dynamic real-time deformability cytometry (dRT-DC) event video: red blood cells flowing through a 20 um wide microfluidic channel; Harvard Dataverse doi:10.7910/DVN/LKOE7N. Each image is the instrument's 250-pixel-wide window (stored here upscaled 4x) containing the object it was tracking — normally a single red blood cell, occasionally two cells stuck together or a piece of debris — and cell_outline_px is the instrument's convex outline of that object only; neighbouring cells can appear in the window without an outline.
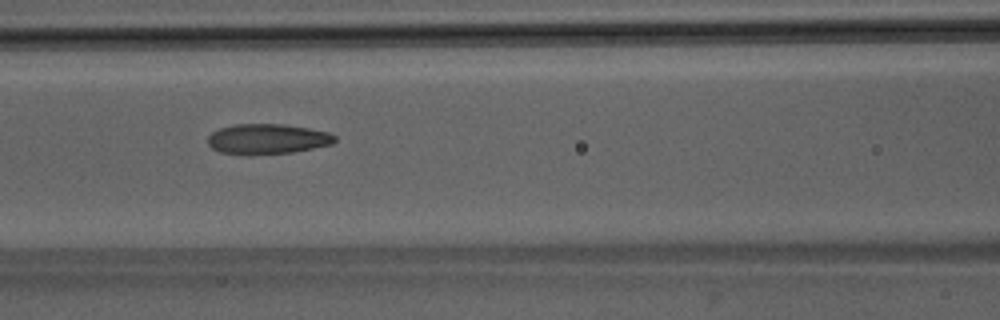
{"species": "Egyptian fruit bat (a non-hibernating species)", "species_latin": "Rousettus aegyptiacus", "temperature_condition": "room temperature", "stored_images_in_passage": 37, "camera_frame_rate_fps": 3000, "um_per_image_px": 0.085, "animal": {"sex": "male"}, "frame": {"image": 1, "passage_image": 8, "time_ms": 2.333, "image_size_px": [1000, 320], "cell_outline_px": [[336, 140], [332, 144], [292, 152], [252, 156], [248, 156], [220, 152], [212, 148], [208, 144], [208, 136], [212, 132], [220, 128], [232, 124], [284, 124], [308, 128], [328, 132], [336, 136]], "centroid_in_image_um": [22.69, 11.83], "position_along_channel_um": 143.9, "area_um2": 22.66}}
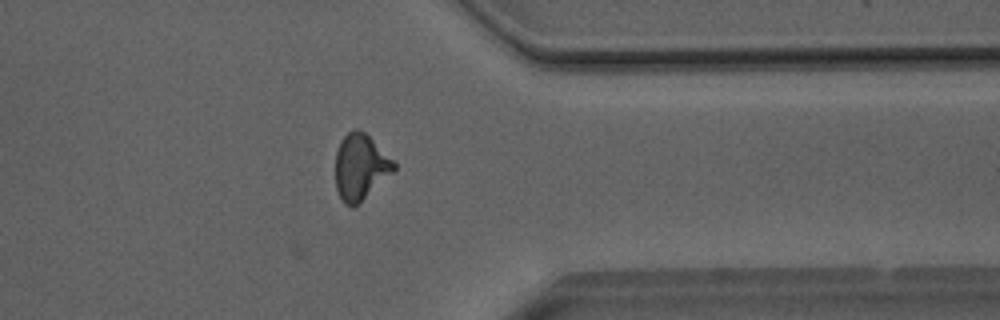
{"frame": {"image": 2, "passage_image": 26, "time_ms": 8.333, "image_size_px": [1000, 320], "cell_outline_px": [[396, 168], [360, 204], [352, 208], [344, 204], [336, 188], [336, 152], [340, 140], [348, 132], [356, 128], [360, 128], [396, 160]], "centroid_in_image_um": [30.65, 14.19], "position_along_channel_um": 380.7, "area_um2": 22.77}}
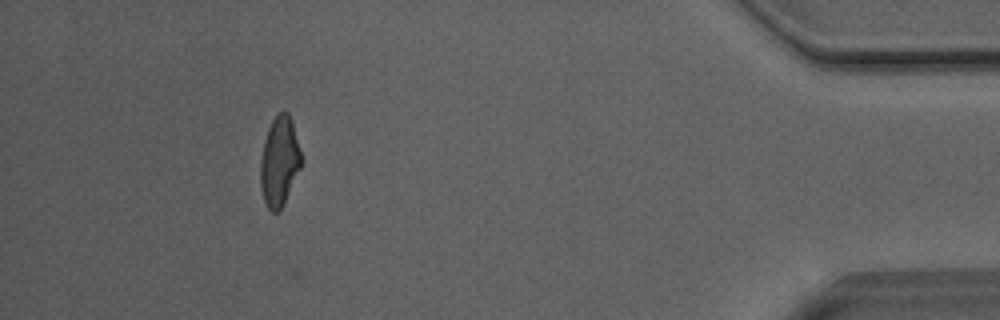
{"frame": {"image": 3, "passage_image": 32, "time_ms": 10.333, "image_size_px": [1000, 320], "cell_outline_px": [[304, 160], [284, 204], [276, 212], [272, 212], [268, 208], [264, 200], [260, 184], [260, 160], [264, 140], [268, 128], [272, 120], [280, 112], [288, 112], [292, 120]], "centroid_in_image_um": [23.77, 13.71], "position_along_channel_um": 411.4, "area_um2": 21.5}}